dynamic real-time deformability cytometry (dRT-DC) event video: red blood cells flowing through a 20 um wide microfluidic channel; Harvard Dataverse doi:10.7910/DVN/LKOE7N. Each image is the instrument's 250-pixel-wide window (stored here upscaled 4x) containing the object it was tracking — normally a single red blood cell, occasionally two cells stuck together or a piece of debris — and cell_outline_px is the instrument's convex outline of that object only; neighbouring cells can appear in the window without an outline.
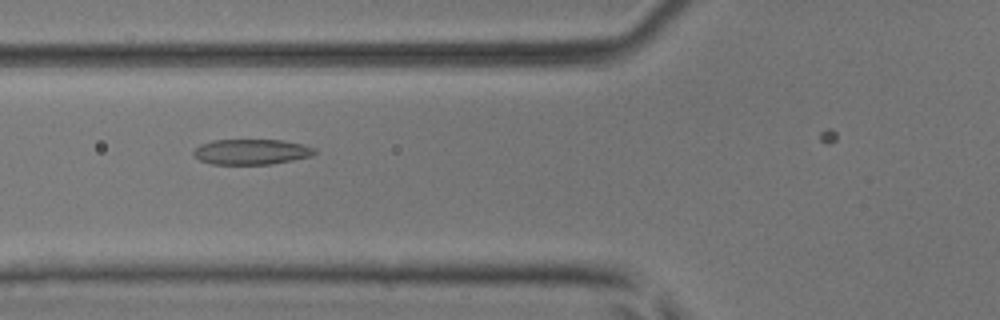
{"species": "common noctule bat (a hibernating species)", "species_latin": "Nyctalus noctula", "temperature_condition": "room temperature", "stored_images_in_passage": 6, "camera_frame_rate_fps": 3000, "um_per_image_px": 0.085, "animal": {"sex": "male", "body_mass_g": 17.9, "forearm_length_mm": 54.2}, "frame": {"image": 1, "passage_image": 5, "time_ms": 1.333, "image_size_px": [1000, 320], "cell_outline_px": [[320, 152], [312, 156], [272, 164], [212, 164], [200, 160], [192, 156], [192, 152], [200, 144], [212, 140], [284, 140], [304, 144], [316, 148]], "centroid_in_image_um": [21.41, 12.9], "position_along_channel_um": 104.4, "area_um2": 18.21}}